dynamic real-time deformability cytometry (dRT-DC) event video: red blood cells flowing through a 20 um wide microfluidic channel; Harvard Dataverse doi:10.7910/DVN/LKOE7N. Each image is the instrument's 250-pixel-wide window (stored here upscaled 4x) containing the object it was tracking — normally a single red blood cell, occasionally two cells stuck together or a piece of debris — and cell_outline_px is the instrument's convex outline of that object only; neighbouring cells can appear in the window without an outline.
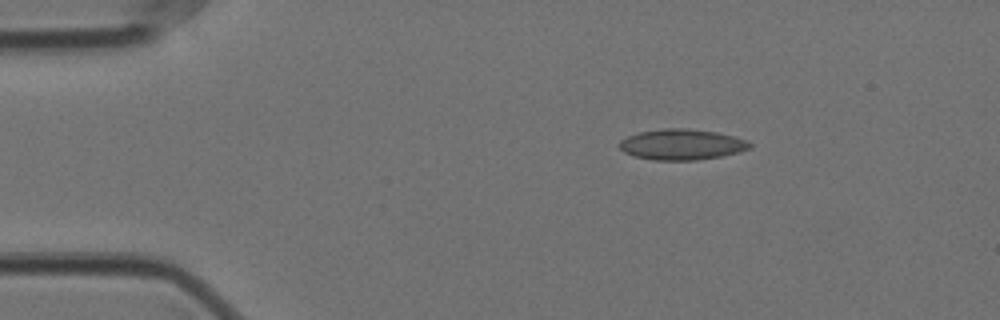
{"species": "Egyptian fruit bat (a non-hibernating species)", "species_latin": "Rousettus aegyptiacus", "temperature_condition": "cold", "stored_images_in_passage": 48, "camera_frame_rate_fps": 3000, "um_per_image_px": 0.085, "animal": {"sex": "female"}, "frame": {"image": 1, "passage_image": 1, "time_ms": 0.0, "image_size_px": [1000, 320], "cell_outline_px": [[752, 148], [740, 152], [720, 156], [696, 160], [652, 160], [632, 156], [624, 152], [620, 148], [620, 140], [628, 136], [640, 132], [664, 128], [688, 128], [716, 132], [736, 136], [752, 144]], "centroid_in_image_um": [57.96, 12.28], "position_along_channel_um": 27.0, "area_um2": 23.41}}
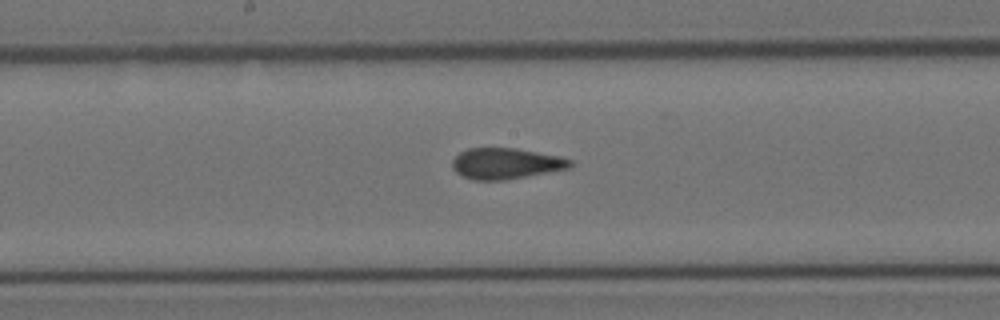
{"frame": {"image": 2, "passage_image": 21, "time_ms": 6.667, "image_size_px": [1000, 320], "cell_outline_px": [[572, 168], [508, 180], [472, 180], [456, 172], [452, 168], [452, 160], [460, 152], [468, 148], [516, 148], [560, 156], [572, 160]], "centroid_in_image_um": [43.03, 13.9], "position_along_channel_um": 205.2, "area_um2": 21.5}}
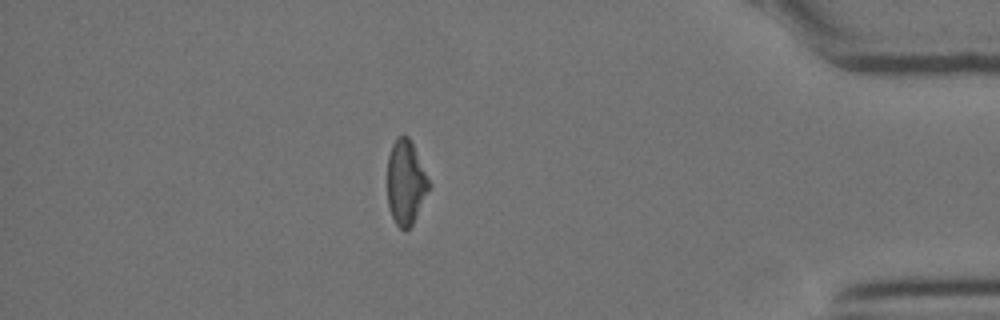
{"frame": {"image": 3, "passage_image": 41, "time_ms": 13.333, "image_size_px": [1000, 320], "cell_outline_px": [[432, 184], [412, 224], [404, 232], [396, 224], [392, 216], [388, 204], [388, 156], [392, 144], [400, 136], [408, 136]], "centroid_in_image_um": [34.5, 15.53], "position_along_channel_um": 400.7, "area_um2": 20.23}, "authors_computed_cell_mechanics": {"area_um2": 21.7906, "velocity_mm_per_s": 3.5368, "shape_relaxation_time_tau1_ms": null, "shape_relaxation_time_tau2_ms": 1.8665, "deformation_change_tau1": null, "deformation_change_tau2": 0.0859}}